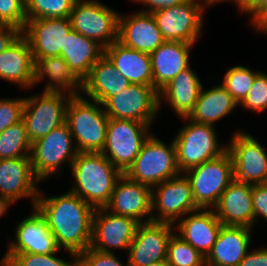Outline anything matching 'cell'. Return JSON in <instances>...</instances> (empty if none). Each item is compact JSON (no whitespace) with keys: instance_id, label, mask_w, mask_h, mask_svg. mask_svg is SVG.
<instances>
[{"instance_id":"ab89813d","label":"cell","mask_w":267,"mask_h":266,"mask_svg":"<svg viewBox=\"0 0 267 266\" xmlns=\"http://www.w3.org/2000/svg\"><path fill=\"white\" fill-rule=\"evenodd\" d=\"M25 97L0 99V133L22 120Z\"/></svg>"},{"instance_id":"1f68e13d","label":"cell","mask_w":267,"mask_h":266,"mask_svg":"<svg viewBox=\"0 0 267 266\" xmlns=\"http://www.w3.org/2000/svg\"><path fill=\"white\" fill-rule=\"evenodd\" d=\"M237 106V101L221 84L206 90L202 87L187 118L196 123L216 126L215 122L226 118Z\"/></svg>"},{"instance_id":"52a82bcc","label":"cell","mask_w":267,"mask_h":266,"mask_svg":"<svg viewBox=\"0 0 267 266\" xmlns=\"http://www.w3.org/2000/svg\"><path fill=\"white\" fill-rule=\"evenodd\" d=\"M150 127L139 121L109 118L106 142L101 153L124 174L152 134Z\"/></svg>"},{"instance_id":"74e56055","label":"cell","mask_w":267,"mask_h":266,"mask_svg":"<svg viewBox=\"0 0 267 266\" xmlns=\"http://www.w3.org/2000/svg\"><path fill=\"white\" fill-rule=\"evenodd\" d=\"M239 106L256 113L267 109V74L265 72L260 71L256 75L250 91Z\"/></svg>"},{"instance_id":"d4e9b609","label":"cell","mask_w":267,"mask_h":266,"mask_svg":"<svg viewBox=\"0 0 267 266\" xmlns=\"http://www.w3.org/2000/svg\"><path fill=\"white\" fill-rule=\"evenodd\" d=\"M194 44L165 41L150 55L153 87L159 92L181 71L190 66V51Z\"/></svg>"},{"instance_id":"484cf974","label":"cell","mask_w":267,"mask_h":266,"mask_svg":"<svg viewBox=\"0 0 267 266\" xmlns=\"http://www.w3.org/2000/svg\"><path fill=\"white\" fill-rule=\"evenodd\" d=\"M34 66L30 44L22 34L0 53V79L21 88L34 87Z\"/></svg>"},{"instance_id":"d590c367","label":"cell","mask_w":267,"mask_h":266,"mask_svg":"<svg viewBox=\"0 0 267 266\" xmlns=\"http://www.w3.org/2000/svg\"><path fill=\"white\" fill-rule=\"evenodd\" d=\"M260 71L236 65L227 70L220 83L239 104L248 94L256 75Z\"/></svg>"},{"instance_id":"f546056e","label":"cell","mask_w":267,"mask_h":266,"mask_svg":"<svg viewBox=\"0 0 267 266\" xmlns=\"http://www.w3.org/2000/svg\"><path fill=\"white\" fill-rule=\"evenodd\" d=\"M34 86L47 79L43 91H60L71 95L82 94V81L72 72L61 56L33 58ZM80 92V93H79Z\"/></svg>"},{"instance_id":"ee69618b","label":"cell","mask_w":267,"mask_h":266,"mask_svg":"<svg viewBox=\"0 0 267 266\" xmlns=\"http://www.w3.org/2000/svg\"><path fill=\"white\" fill-rule=\"evenodd\" d=\"M22 34L18 28L0 24V53L13 44V42Z\"/></svg>"},{"instance_id":"9a60e30c","label":"cell","mask_w":267,"mask_h":266,"mask_svg":"<svg viewBox=\"0 0 267 266\" xmlns=\"http://www.w3.org/2000/svg\"><path fill=\"white\" fill-rule=\"evenodd\" d=\"M29 216L21 219L15 229V239L0 260V266H5L16 254H52L62 251L50 231L46 218L36 207L31 209Z\"/></svg>"},{"instance_id":"30bf717a","label":"cell","mask_w":267,"mask_h":266,"mask_svg":"<svg viewBox=\"0 0 267 266\" xmlns=\"http://www.w3.org/2000/svg\"><path fill=\"white\" fill-rule=\"evenodd\" d=\"M73 95L60 91H43L25 97L22 120L33 143L66 121V109Z\"/></svg>"},{"instance_id":"f35d334b","label":"cell","mask_w":267,"mask_h":266,"mask_svg":"<svg viewBox=\"0 0 267 266\" xmlns=\"http://www.w3.org/2000/svg\"><path fill=\"white\" fill-rule=\"evenodd\" d=\"M25 0H0V24L23 31L26 25Z\"/></svg>"},{"instance_id":"836d02e7","label":"cell","mask_w":267,"mask_h":266,"mask_svg":"<svg viewBox=\"0 0 267 266\" xmlns=\"http://www.w3.org/2000/svg\"><path fill=\"white\" fill-rule=\"evenodd\" d=\"M167 262L170 266H206L205 257L176 232L168 242Z\"/></svg>"},{"instance_id":"f1b7e54d","label":"cell","mask_w":267,"mask_h":266,"mask_svg":"<svg viewBox=\"0 0 267 266\" xmlns=\"http://www.w3.org/2000/svg\"><path fill=\"white\" fill-rule=\"evenodd\" d=\"M130 85V81L103 55L82 81V93L86 94V98L103 105L110 97Z\"/></svg>"},{"instance_id":"8d00e7d4","label":"cell","mask_w":267,"mask_h":266,"mask_svg":"<svg viewBox=\"0 0 267 266\" xmlns=\"http://www.w3.org/2000/svg\"><path fill=\"white\" fill-rule=\"evenodd\" d=\"M71 261L58 258V252L52 254H16L5 266H79V254L67 251Z\"/></svg>"},{"instance_id":"7bdbcfd3","label":"cell","mask_w":267,"mask_h":266,"mask_svg":"<svg viewBox=\"0 0 267 266\" xmlns=\"http://www.w3.org/2000/svg\"><path fill=\"white\" fill-rule=\"evenodd\" d=\"M237 8L239 12L249 14L250 25L253 26L267 11V0H242Z\"/></svg>"},{"instance_id":"277c9868","label":"cell","mask_w":267,"mask_h":266,"mask_svg":"<svg viewBox=\"0 0 267 266\" xmlns=\"http://www.w3.org/2000/svg\"><path fill=\"white\" fill-rule=\"evenodd\" d=\"M182 120L186 124L173 138L181 173L218 158L227 151V144H220L215 126L196 123L187 117H182Z\"/></svg>"},{"instance_id":"8992f818","label":"cell","mask_w":267,"mask_h":266,"mask_svg":"<svg viewBox=\"0 0 267 266\" xmlns=\"http://www.w3.org/2000/svg\"><path fill=\"white\" fill-rule=\"evenodd\" d=\"M77 154L73 136L64 123L32 143L30 159L33 172L43 182L50 176L59 175L66 163L71 168Z\"/></svg>"},{"instance_id":"2e32d148","label":"cell","mask_w":267,"mask_h":266,"mask_svg":"<svg viewBox=\"0 0 267 266\" xmlns=\"http://www.w3.org/2000/svg\"><path fill=\"white\" fill-rule=\"evenodd\" d=\"M138 225L139 222L133 218L115 215L105 208H97L93 215L89 248L107 253H114L115 249H125L128 252Z\"/></svg>"},{"instance_id":"d6986e66","label":"cell","mask_w":267,"mask_h":266,"mask_svg":"<svg viewBox=\"0 0 267 266\" xmlns=\"http://www.w3.org/2000/svg\"><path fill=\"white\" fill-rule=\"evenodd\" d=\"M71 29L69 18H37L26 21L22 35L33 58H46L64 54L65 37Z\"/></svg>"},{"instance_id":"44dd1931","label":"cell","mask_w":267,"mask_h":266,"mask_svg":"<svg viewBox=\"0 0 267 266\" xmlns=\"http://www.w3.org/2000/svg\"><path fill=\"white\" fill-rule=\"evenodd\" d=\"M118 41L132 49L151 54L165 39L153 15L139 10L128 16L119 14Z\"/></svg>"},{"instance_id":"b9f144b4","label":"cell","mask_w":267,"mask_h":266,"mask_svg":"<svg viewBox=\"0 0 267 266\" xmlns=\"http://www.w3.org/2000/svg\"><path fill=\"white\" fill-rule=\"evenodd\" d=\"M254 225L260 217L267 220V184L252 186Z\"/></svg>"},{"instance_id":"8fae6325","label":"cell","mask_w":267,"mask_h":266,"mask_svg":"<svg viewBox=\"0 0 267 266\" xmlns=\"http://www.w3.org/2000/svg\"><path fill=\"white\" fill-rule=\"evenodd\" d=\"M119 14L98 0H76L69 20L73 30L105 48L118 40Z\"/></svg>"},{"instance_id":"cb8c5ba5","label":"cell","mask_w":267,"mask_h":266,"mask_svg":"<svg viewBox=\"0 0 267 266\" xmlns=\"http://www.w3.org/2000/svg\"><path fill=\"white\" fill-rule=\"evenodd\" d=\"M251 230L244 226L222 225L205 257L206 266H238L250 250Z\"/></svg>"},{"instance_id":"603a6c76","label":"cell","mask_w":267,"mask_h":266,"mask_svg":"<svg viewBox=\"0 0 267 266\" xmlns=\"http://www.w3.org/2000/svg\"><path fill=\"white\" fill-rule=\"evenodd\" d=\"M213 210L223 225L253 229L252 186L233 180L221 194Z\"/></svg>"},{"instance_id":"9c48e42d","label":"cell","mask_w":267,"mask_h":266,"mask_svg":"<svg viewBox=\"0 0 267 266\" xmlns=\"http://www.w3.org/2000/svg\"><path fill=\"white\" fill-rule=\"evenodd\" d=\"M211 0H186L152 13L165 41L196 43L203 32L204 14Z\"/></svg>"},{"instance_id":"5bb4252c","label":"cell","mask_w":267,"mask_h":266,"mask_svg":"<svg viewBox=\"0 0 267 266\" xmlns=\"http://www.w3.org/2000/svg\"><path fill=\"white\" fill-rule=\"evenodd\" d=\"M198 209L190 181L184 173L152 188V221L174 225L176 221Z\"/></svg>"},{"instance_id":"c3c4849f","label":"cell","mask_w":267,"mask_h":266,"mask_svg":"<svg viewBox=\"0 0 267 266\" xmlns=\"http://www.w3.org/2000/svg\"><path fill=\"white\" fill-rule=\"evenodd\" d=\"M11 205L13 204L0 194V218L3 217L6 212H8L7 210Z\"/></svg>"},{"instance_id":"f6af8a7d","label":"cell","mask_w":267,"mask_h":266,"mask_svg":"<svg viewBox=\"0 0 267 266\" xmlns=\"http://www.w3.org/2000/svg\"><path fill=\"white\" fill-rule=\"evenodd\" d=\"M238 266H267V248L249 251Z\"/></svg>"},{"instance_id":"4fadbf2b","label":"cell","mask_w":267,"mask_h":266,"mask_svg":"<svg viewBox=\"0 0 267 266\" xmlns=\"http://www.w3.org/2000/svg\"><path fill=\"white\" fill-rule=\"evenodd\" d=\"M103 108L109 118L134 120L150 126L159 113V94L153 86L131 84L110 97Z\"/></svg>"},{"instance_id":"6da1fadb","label":"cell","mask_w":267,"mask_h":266,"mask_svg":"<svg viewBox=\"0 0 267 266\" xmlns=\"http://www.w3.org/2000/svg\"><path fill=\"white\" fill-rule=\"evenodd\" d=\"M35 207L46 218L58 247L80 254L90 247L95 208L70 192L45 196L40 190Z\"/></svg>"},{"instance_id":"7402d4cb","label":"cell","mask_w":267,"mask_h":266,"mask_svg":"<svg viewBox=\"0 0 267 266\" xmlns=\"http://www.w3.org/2000/svg\"><path fill=\"white\" fill-rule=\"evenodd\" d=\"M175 224V231L204 257L208 255L218 236L222 223L213 209L190 212Z\"/></svg>"},{"instance_id":"ffe728a7","label":"cell","mask_w":267,"mask_h":266,"mask_svg":"<svg viewBox=\"0 0 267 266\" xmlns=\"http://www.w3.org/2000/svg\"><path fill=\"white\" fill-rule=\"evenodd\" d=\"M41 182L34 174L30 157L0 159V194L14 204L21 198L31 199L35 207Z\"/></svg>"},{"instance_id":"4dcf8cb0","label":"cell","mask_w":267,"mask_h":266,"mask_svg":"<svg viewBox=\"0 0 267 266\" xmlns=\"http://www.w3.org/2000/svg\"><path fill=\"white\" fill-rule=\"evenodd\" d=\"M104 55V47L96 40L71 29L65 37L64 54L60 56L66 61L72 72L83 81L93 65Z\"/></svg>"},{"instance_id":"7dc6e473","label":"cell","mask_w":267,"mask_h":266,"mask_svg":"<svg viewBox=\"0 0 267 266\" xmlns=\"http://www.w3.org/2000/svg\"><path fill=\"white\" fill-rule=\"evenodd\" d=\"M252 27L255 28V31L267 33V11Z\"/></svg>"},{"instance_id":"ba28073f","label":"cell","mask_w":267,"mask_h":266,"mask_svg":"<svg viewBox=\"0 0 267 266\" xmlns=\"http://www.w3.org/2000/svg\"><path fill=\"white\" fill-rule=\"evenodd\" d=\"M184 174L190 181L196 206L201 209H213L221 194L234 180L232 157L226 151L220 157L203 162Z\"/></svg>"},{"instance_id":"e0dca14e","label":"cell","mask_w":267,"mask_h":266,"mask_svg":"<svg viewBox=\"0 0 267 266\" xmlns=\"http://www.w3.org/2000/svg\"><path fill=\"white\" fill-rule=\"evenodd\" d=\"M175 225L165 222L149 221L139 223L135 236L128 248L130 266L167 260L168 242L175 232Z\"/></svg>"},{"instance_id":"5b68a950","label":"cell","mask_w":267,"mask_h":266,"mask_svg":"<svg viewBox=\"0 0 267 266\" xmlns=\"http://www.w3.org/2000/svg\"><path fill=\"white\" fill-rule=\"evenodd\" d=\"M180 173L174 140L167 145L153 133L124 174L133 181L153 188Z\"/></svg>"},{"instance_id":"7c38bea8","label":"cell","mask_w":267,"mask_h":266,"mask_svg":"<svg viewBox=\"0 0 267 266\" xmlns=\"http://www.w3.org/2000/svg\"><path fill=\"white\" fill-rule=\"evenodd\" d=\"M227 151L232 157L233 177L237 183L267 184V153L260 141L239 130L231 136Z\"/></svg>"},{"instance_id":"3957f363","label":"cell","mask_w":267,"mask_h":266,"mask_svg":"<svg viewBox=\"0 0 267 266\" xmlns=\"http://www.w3.org/2000/svg\"><path fill=\"white\" fill-rule=\"evenodd\" d=\"M109 117L103 105L84 95H73L66 109V121L78 152H102Z\"/></svg>"},{"instance_id":"83f0119b","label":"cell","mask_w":267,"mask_h":266,"mask_svg":"<svg viewBox=\"0 0 267 266\" xmlns=\"http://www.w3.org/2000/svg\"><path fill=\"white\" fill-rule=\"evenodd\" d=\"M203 84L191 66L181 71L159 92V109L162 100L168 103L175 115L187 117L193 110ZM166 100V101H165Z\"/></svg>"},{"instance_id":"4316f807","label":"cell","mask_w":267,"mask_h":266,"mask_svg":"<svg viewBox=\"0 0 267 266\" xmlns=\"http://www.w3.org/2000/svg\"><path fill=\"white\" fill-rule=\"evenodd\" d=\"M104 55L131 84L153 86L150 55L120 43L104 48Z\"/></svg>"},{"instance_id":"e575fe53","label":"cell","mask_w":267,"mask_h":266,"mask_svg":"<svg viewBox=\"0 0 267 266\" xmlns=\"http://www.w3.org/2000/svg\"><path fill=\"white\" fill-rule=\"evenodd\" d=\"M76 0H25L27 20L69 18Z\"/></svg>"},{"instance_id":"681fc988","label":"cell","mask_w":267,"mask_h":266,"mask_svg":"<svg viewBox=\"0 0 267 266\" xmlns=\"http://www.w3.org/2000/svg\"><path fill=\"white\" fill-rule=\"evenodd\" d=\"M146 266H170L167 262V260L158 261L154 263L147 264Z\"/></svg>"},{"instance_id":"f907efd6","label":"cell","mask_w":267,"mask_h":266,"mask_svg":"<svg viewBox=\"0 0 267 266\" xmlns=\"http://www.w3.org/2000/svg\"><path fill=\"white\" fill-rule=\"evenodd\" d=\"M222 1H231L236 3L235 5L237 6L242 0H211V5L218 4L220 2L222 3Z\"/></svg>"},{"instance_id":"60d3db41","label":"cell","mask_w":267,"mask_h":266,"mask_svg":"<svg viewBox=\"0 0 267 266\" xmlns=\"http://www.w3.org/2000/svg\"><path fill=\"white\" fill-rule=\"evenodd\" d=\"M79 266H130L124 265L115 253H107L87 248L79 254Z\"/></svg>"},{"instance_id":"d6a6232c","label":"cell","mask_w":267,"mask_h":266,"mask_svg":"<svg viewBox=\"0 0 267 266\" xmlns=\"http://www.w3.org/2000/svg\"><path fill=\"white\" fill-rule=\"evenodd\" d=\"M31 147L23 120L0 133V159L30 157Z\"/></svg>"},{"instance_id":"7a4b0ae2","label":"cell","mask_w":267,"mask_h":266,"mask_svg":"<svg viewBox=\"0 0 267 266\" xmlns=\"http://www.w3.org/2000/svg\"><path fill=\"white\" fill-rule=\"evenodd\" d=\"M70 169L75 182L69 191L95 209L108 204L123 174L101 152H78Z\"/></svg>"},{"instance_id":"bcb514c9","label":"cell","mask_w":267,"mask_h":266,"mask_svg":"<svg viewBox=\"0 0 267 266\" xmlns=\"http://www.w3.org/2000/svg\"><path fill=\"white\" fill-rule=\"evenodd\" d=\"M186 0H132V2L142 3L146 6L145 9H141L144 13H153L157 10H162L166 8H171L173 6L179 5Z\"/></svg>"},{"instance_id":"ac0fdd59","label":"cell","mask_w":267,"mask_h":266,"mask_svg":"<svg viewBox=\"0 0 267 266\" xmlns=\"http://www.w3.org/2000/svg\"><path fill=\"white\" fill-rule=\"evenodd\" d=\"M104 208L115 215L133 218L139 223L152 221V188L122 174Z\"/></svg>"}]
</instances>
